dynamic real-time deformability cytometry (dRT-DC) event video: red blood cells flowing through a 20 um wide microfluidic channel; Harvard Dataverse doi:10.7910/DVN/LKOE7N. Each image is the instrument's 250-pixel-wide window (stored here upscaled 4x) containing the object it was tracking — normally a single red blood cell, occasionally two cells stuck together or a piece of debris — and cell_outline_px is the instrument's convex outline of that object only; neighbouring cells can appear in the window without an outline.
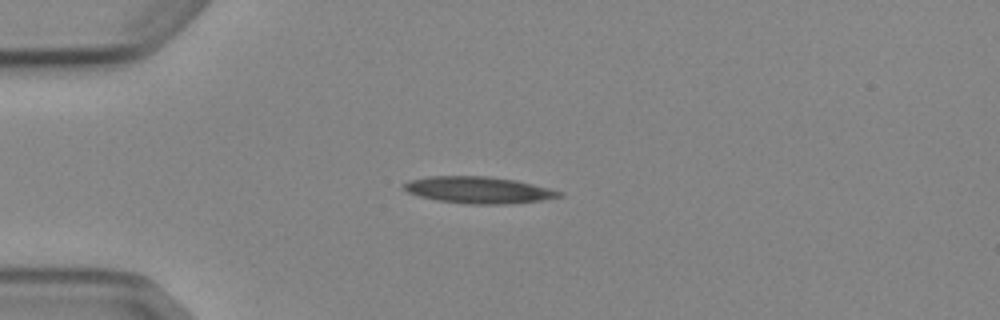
{"species": "Egyptian fruit bat (a non-hibernating species)", "species_latin": "Rousettus aegyptiacus", "temperature_condition": "cold", "stored_images_in_passage": 5, "camera_frame_rate_fps": 3000, "um_per_image_px": 0.085, "animal": {"sex": "female"}, "frame": {"image": 1, "passage_image": 3, "time_ms": 2.333, "image_size_px": [1000, 320], "cell_outline_px": [[564, 196], [540, 200], [508, 204], [468, 204], [436, 200], [420, 196], [408, 192], [400, 184], [408, 180], [428, 176], [488, 176], [516, 180], [564, 192]], "centroid_in_image_um": [40.65, 16.14], "position_along_channel_um": 44.3, "area_um2": 24.22}}
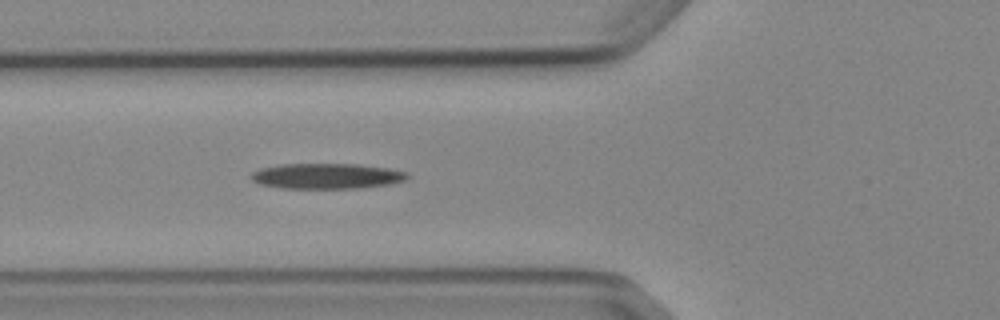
{"frame": {"image": 2, "passage_image": 5, "time_ms": 4.333, "image_size_px": [1000, 320], "cell_outline_px": [[412, 176], [404, 180], [388, 184], [360, 188], [280, 188], [260, 184], [252, 180], [248, 176], [252, 172], [260, 168], [280, 164], [356, 164], [388, 168], [408, 172]], "centroid_in_image_um": [27.75, 14.96], "position_along_channel_um": 98.0, "area_um2": 23.29}}